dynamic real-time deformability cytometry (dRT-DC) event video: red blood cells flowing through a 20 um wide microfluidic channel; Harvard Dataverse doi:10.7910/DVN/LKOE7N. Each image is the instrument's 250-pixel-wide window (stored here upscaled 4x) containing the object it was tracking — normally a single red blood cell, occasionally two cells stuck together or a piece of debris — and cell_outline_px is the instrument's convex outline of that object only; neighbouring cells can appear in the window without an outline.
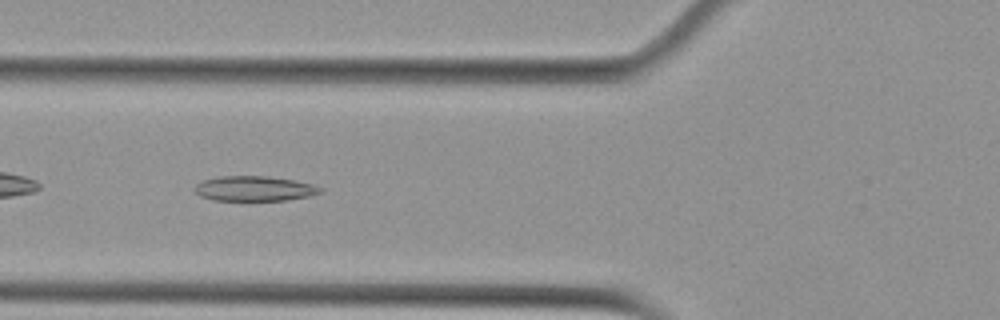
{"species": "Egyptian fruit bat (a non-hibernating species)", "species_latin": "Rousettus aegyptiacus", "temperature_condition": "cold", "stored_images_in_passage": 39, "camera_frame_rate_fps": 3000, "um_per_image_px": 0.085, "animal": {"sex": "female"}, "frame": {"image": 1, "passage_image": 5, "time_ms": 1.333, "image_size_px": [1000, 320], "cell_outline_px": [[324, 192], [308, 196], [288, 200], [212, 200], [200, 196], [192, 188], [196, 184], [204, 180], [220, 176], [268, 176], [296, 180], [312, 184], [324, 188]], "centroid_in_image_um": [21.65, 16.02], "position_along_channel_um": 104.2, "area_um2": 18.44}}
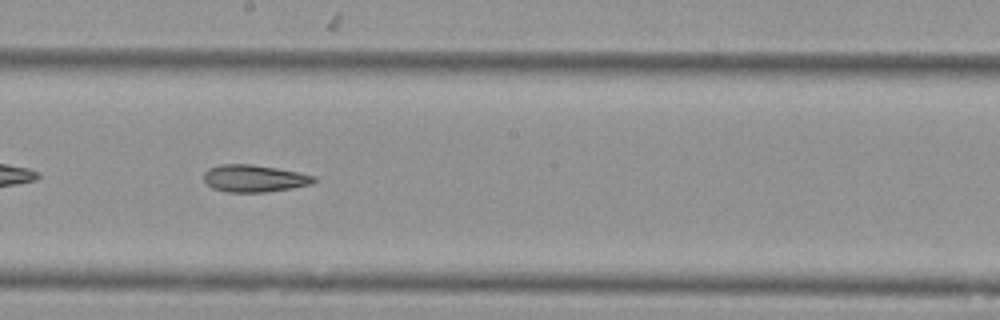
{"frame": {"image": 2, "passage_image": 15, "time_ms": 4.667, "image_size_px": [1000, 320], "cell_outline_px": [[320, 180], [312, 184], [292, 188], [264, 192], [228, 192], [212, 188], [204, 180], [204, 172], [208, 168], [220, 164], [252, 164], [276, 168], [316, 176]], "centroid_in_image_um": [21.63, 15.16], "position_along_channel_um": 226.6, "area_um2": 17.51}}
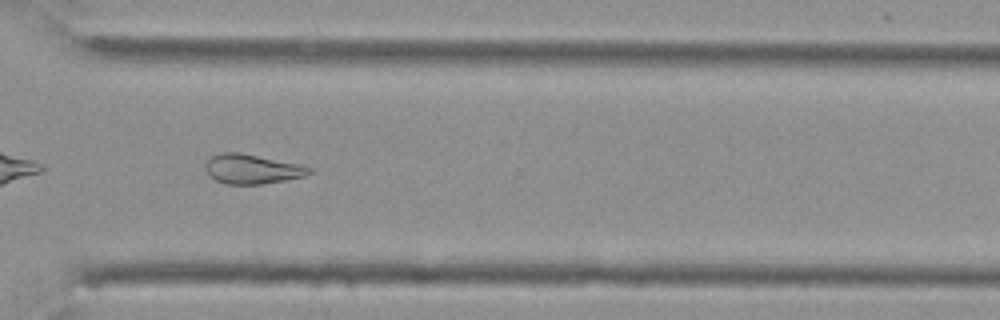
{"frame": {"image": 3, "passage_image": 25, "time_ms": 8.0, "image_size_px": [1000, 320], "cell_outline_px": [[316, 172], [304, 176], [284, 180], [260, 184], [224, 184], [208, 176], [204, 168], [204, 164], [212, 156], [220, 152], [240, 152], [300, 164], [312, 168]], "centroid_in_image_um": [21.41, 14.36], "position_along_channel_um": 349.2, "area_um2": 18.09}}